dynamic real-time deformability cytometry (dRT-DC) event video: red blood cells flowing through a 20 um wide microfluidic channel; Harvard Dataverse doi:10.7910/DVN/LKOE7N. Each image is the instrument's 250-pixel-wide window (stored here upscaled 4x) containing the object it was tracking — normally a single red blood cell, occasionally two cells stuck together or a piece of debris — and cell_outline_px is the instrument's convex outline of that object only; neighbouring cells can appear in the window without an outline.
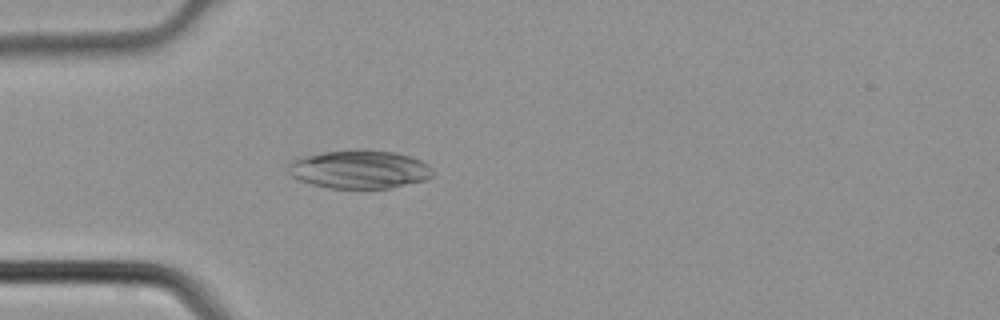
{"species": "common noctule bat (a hibernating species)", "species_latin": "Nyctalus noctula", "temperature_condition": "cold", "stored_images_in_passage": 2, "camera_frame_rate_fps": 3000, "um_per_image_px": 0.085, "animal": {"sex": "male", "body_mass_g": 21.5, "forearm_length_mm": 52.0}, "frame": {"image": 1, "passage_image": 2, "time_ms": 0.333, "image_size_px": [1000, 320], "cell_outline_px": [[432, 176], [428, 180], [392, 188], [328, 188], [312, 184], [300, 180], [292, 176], [288, 172], [288, 164], [296, 156], [324, 152], [396, 152], [420, 160], [428, 164], [432, 168]], "centroid_in_image_um": [30.54, 14.43], "position_along_channel_um": 54.5, "area_um2": 31.85}}